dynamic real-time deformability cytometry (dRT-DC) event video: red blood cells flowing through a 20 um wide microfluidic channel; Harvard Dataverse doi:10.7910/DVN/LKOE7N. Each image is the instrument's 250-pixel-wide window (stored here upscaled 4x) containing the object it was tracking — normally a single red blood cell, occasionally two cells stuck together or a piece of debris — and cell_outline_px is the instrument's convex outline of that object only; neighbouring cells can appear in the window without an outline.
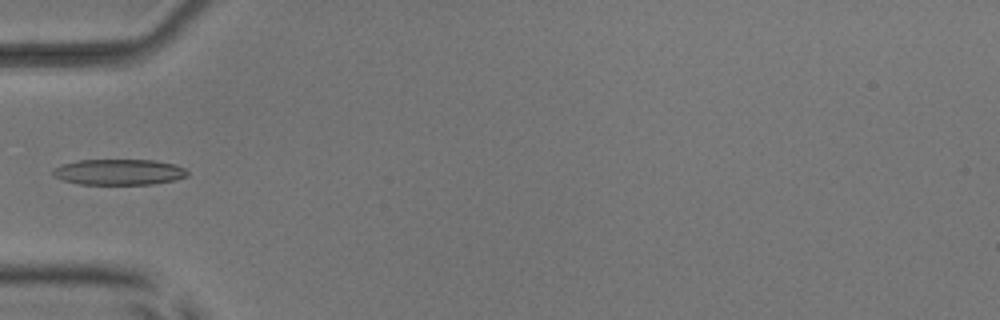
{"species": "common noctule bat (a hibernating species)", "species_latin": "Nyctalus noctula", "temperature_condition": "room temperature", "stored_images_in_passage": 6, "camera_frame_rate_fps": 3000, "um_per_image_px": 0.085, "animal": {"sex": "male", "body_mass_g": 17.9, "forearm_length_mm": 54.2}, "frame": {"image": 1, "passage_image": 6, "time_ms": 5.667, "image_size_px": [1000, 320], "cell_outline_px": [[188, 176], [176, 180], [152, 184], [80, 184], [64, 180], [56, 176], [52, 172], [52, 168], [60, 164], [76, 160], [156, 160], [176, 164], [184, 168], [188, 172]], "centroid_in_image_um": [10.13, 14.61], "position_along_channel_um": 74.9, "area_um2": 20.35}}